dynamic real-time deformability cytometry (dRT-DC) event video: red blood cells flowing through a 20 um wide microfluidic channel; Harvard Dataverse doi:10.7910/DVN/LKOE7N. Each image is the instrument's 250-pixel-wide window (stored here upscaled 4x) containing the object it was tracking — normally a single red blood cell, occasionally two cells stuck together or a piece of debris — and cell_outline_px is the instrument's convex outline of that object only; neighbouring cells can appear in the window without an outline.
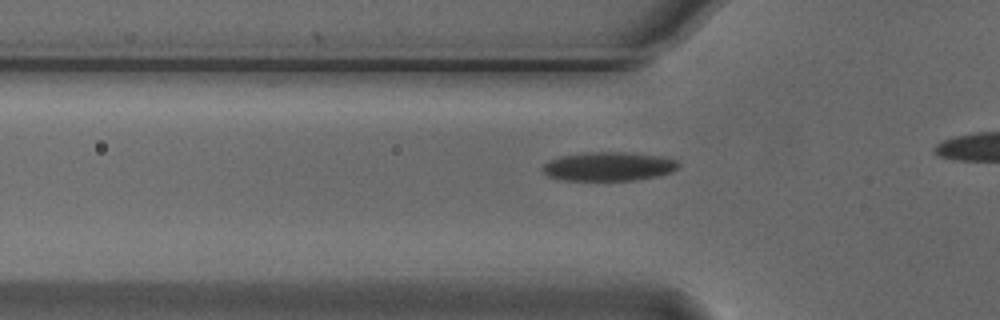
{"species": "Egyptian fruit bat (a non-hibernating species)", "species_latin": "Rousettus aegyptiacus", "temperature_condition": "cold", "stored_images_in_passage": 16, "camera_frame_rate_fps": 3000, "um_per_image_px": 0.085, "animal": {"sex": "male"}, "frame": {"image": 1, "passage_image": 10, "time_ms": 3.0, "image_size_px": [1000, 320], "cell_outline_px": [[680, 168], [672, 172], [660, 176], [632, 180], [564, 180], [548, 176], [540, 168], [548, 160], [560, 156], [584, 152], [624, 152], [664, 156], [676, 160], [680, 164]], "centroid_in_image_um": [51.76, 14.14], "position_along_channel_um": 74.0, "area_um2": 23.18}}
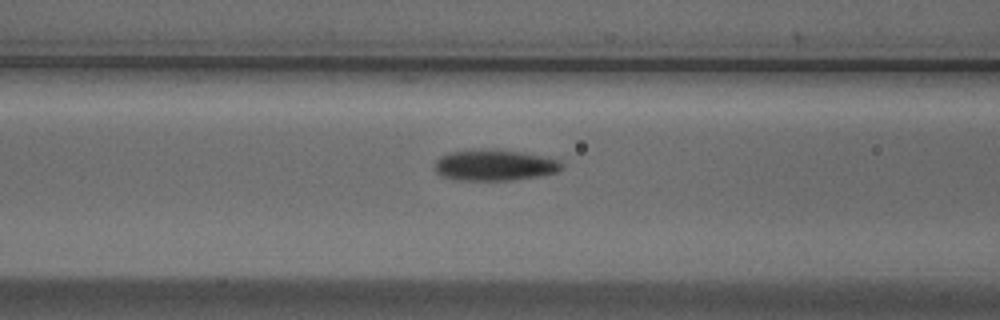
{"frame": {"image": 2, "passage_image": 14, "time_ms": 4.333, "image_size_px": [1000, 320], "cell_outline_px": [[564, 168], [556, 172], [540, 176], [512, 180], [456, 180], [440, 176], [432, 168], [436, 160], [440, 156], [448, 152], [480, 148], [496, 148], [520, 152], [540, 156], [556, 160], [564, 164]], "centroid_in_image_um": [41.96, 14.03], "position_along_channel_um": 124.6, "area_um2": 23.41}}